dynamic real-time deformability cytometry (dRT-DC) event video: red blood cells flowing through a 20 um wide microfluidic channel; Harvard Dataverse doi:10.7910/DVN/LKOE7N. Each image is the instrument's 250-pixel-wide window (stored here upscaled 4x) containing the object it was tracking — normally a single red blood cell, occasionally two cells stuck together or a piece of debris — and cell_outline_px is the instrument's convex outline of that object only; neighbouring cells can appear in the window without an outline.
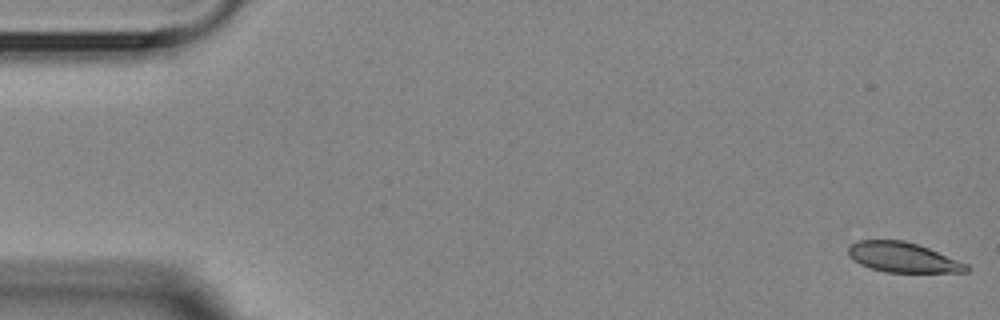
{"species": "Egyptian fruit bat (a non-hibernating species)", "species_latin": "Rousettus aegyptiacus", "temperature_condition": "room temperature", "stored_images_in_passage": 6, "segment_of_instrument_passage": [1, 2], "camera_frame_rate_fps": 3000, "um_per_image_px": 0.085, "animal": {"sex": "female"}, "frame": {"image": 1, "passage_image": 1, "time_ms": 0.0, "image_size_px": [1000, 320], "cell_outline_px": [[968, 272], [884, 272], [860, 264], [852, 260], [848, 256], [848, 248], [856, 240], [904, 240], [928, 248], [968, 264]], "centroid_in_image_um": [76.71, 21.87], "position_along_channel_um": 8.3, "area_um2": 20.52}}